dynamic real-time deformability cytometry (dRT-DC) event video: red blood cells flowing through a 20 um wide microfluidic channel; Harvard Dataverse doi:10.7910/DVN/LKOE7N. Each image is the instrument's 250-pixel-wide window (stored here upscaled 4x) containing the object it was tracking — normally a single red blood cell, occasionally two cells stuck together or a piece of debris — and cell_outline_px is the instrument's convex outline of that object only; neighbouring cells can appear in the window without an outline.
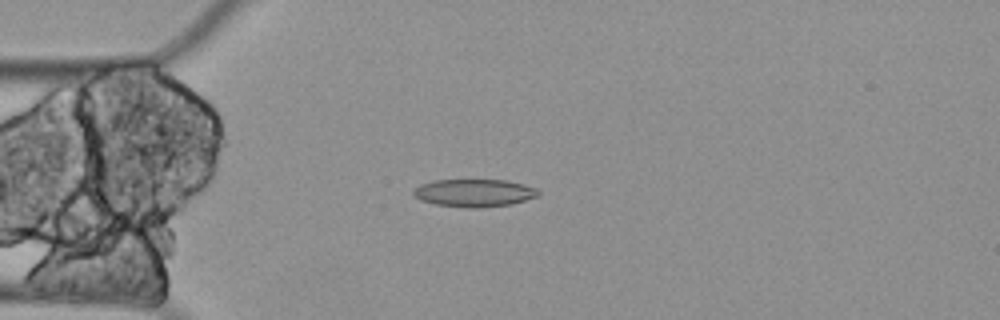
{"species": "Egyptian fruit bat (a non-hibernating species)", "species_latin": "Rousettus aegyptiacus", "temperature_condition": "cold", "stored_images_in_passage": 4, "camera_frame_rate_fps": 3000, "um_per_image_px": 0.085, "animal": {"sex": "female"}, "frame": {"image": 1, "passage_image": 4, "time_ms": 1.0, "image_size_px": [1000, 320], "cell_outline_px": [[540, 196], [512, 204], [480, 208], [468, 208], [436, 204], [420, 200], [412, 192], [420, 184], [436, 180], [508, 180], [524, 184], [536, 188], [540, 192]], "centroid_in_image_um": [40.36, 16.4], "position_along_channel_um": 44.6, "area_um2": 20.23}}